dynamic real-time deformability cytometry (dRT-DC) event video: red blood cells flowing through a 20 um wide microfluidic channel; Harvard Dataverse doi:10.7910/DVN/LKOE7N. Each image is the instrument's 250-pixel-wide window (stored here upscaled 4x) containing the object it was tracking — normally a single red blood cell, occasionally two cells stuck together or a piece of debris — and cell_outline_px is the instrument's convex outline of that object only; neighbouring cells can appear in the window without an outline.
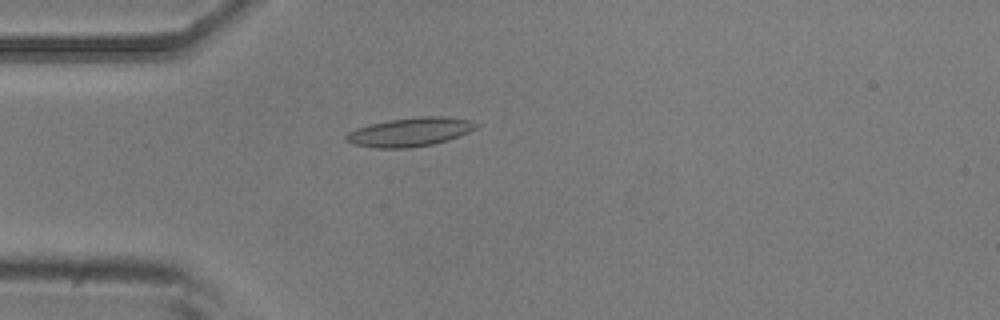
{"species": "common noctule bat (a hibernating species)", "species_latin": "Nyctalus noctula", "temperature_condition": "room temperature", "stored_images_in_passage": 6, "camera_frame_rate_fps": 3000, "um_per_image_px": 0.085, "animal": {"sex": "male", "body_mass_g": 20.5, "forearm_length_mm": 52.5}, "frame": {"image": 1, "passage_image": 5, "time_ms": 4.333, "image_size_px": [1000, 320], "cell_outline_px": [[480, 124], [476, 128], [468, 132], [448, 140], [432, 144], [408, 148], [376, 148], [352, 144], [344, 140], [344, 136], [348, 132], [356, 128], [372, 124], [392, 120], [420, 116], [444, 116], [472, 120]], "centroid_in_image_um": [34.85, 11.22], "position_along_channel_um": 50.1, "area_um2": 21.79}}